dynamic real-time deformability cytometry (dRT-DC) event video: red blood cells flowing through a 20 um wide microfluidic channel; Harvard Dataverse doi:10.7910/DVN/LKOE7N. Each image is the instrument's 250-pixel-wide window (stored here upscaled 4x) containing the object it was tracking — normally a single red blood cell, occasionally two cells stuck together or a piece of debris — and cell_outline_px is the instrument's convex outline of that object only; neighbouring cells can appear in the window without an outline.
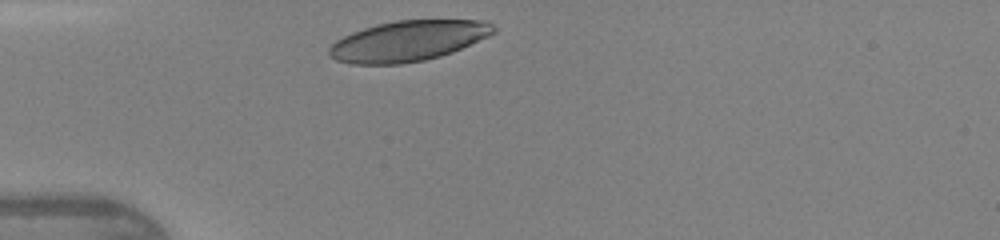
{"species": "human", "species_latin": "Homo sapiens", "temperature_condition": "warm", "stored_images_in_passage": 27, "camera_frame_rate_fps": 3000, "um_per_image_px": 0.085, "donor": {"sex": "female"}, "frame": {"image": 1, "passage_image": 1, "time_ms": 0.0, "image_size_px": [1000, 240], "cell_outline_px": [[496, 32], [488, 36], [452, 52], [440, 56], [424, 60], [400, 64], [352, 64], [336, 60], [328, 56], [328, 48], [336, 40], [352, 32], [376, 24], [396, 20], [488, 20], [496, 28]], "centroid_in_image_um": [34.68, 3.47], "position_along_channel_um": 50.3, "area_um2": 38.84}}
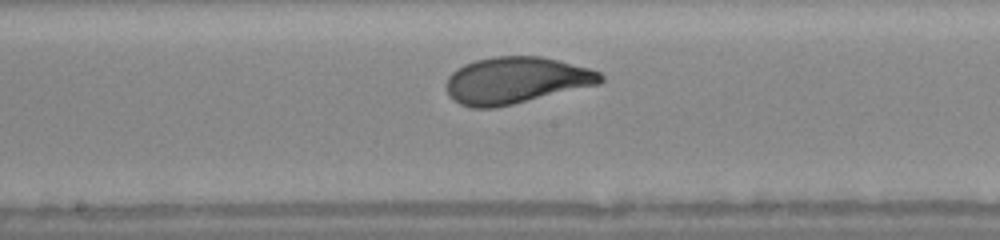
{"frame": {"image": 2, "passage_image": 13, "time_ms": 4.0, "image_size_px": [1000, 240], "cell_outline_px": [[604, 80], [600, 84], [496, 108], [472, 108], [460, 104], [452, 100], [448, 96], [444, 88], [448, 76], [456, 68], [464, 64], [476, 60], [492, 56], [540, 56], [560, 60], [588, 68], [600, 72], [604, 76]], "centroid_in_image_um": [43.82, 6.83], "position_along_channel_um": 204.4, "area_um2": 42.43}}
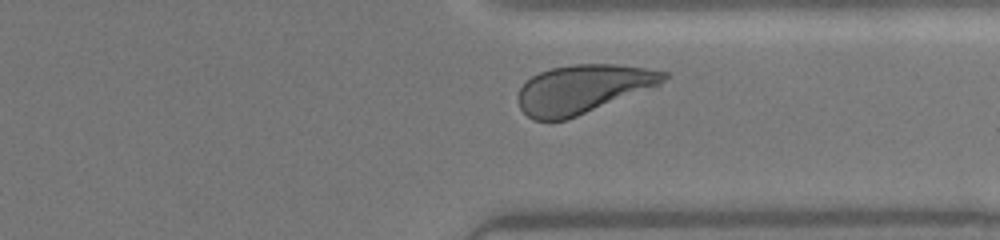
{"frame": {"image": 3, "passage_image": 24, "time_ms": 7.667, "image_size_px": [1000, 240], "cell_outline_px": [[668, 76], [656, 88], [568, 120], [532, 120], [520, 108], [516, 100], [516, 96], [520, 88], [532, 76], [540, 72], [552, 68], [572, 64], [616, 64], [644, 68], [668, 72]], "centroid_in_image_um": [49.57, 7.58], "position_along_channel_um": 361.8, "area_um2": 41.85}, "authors_computed_cell_mechanics": {"area_um2": 41.616, "velocity_mm_per_s": 4.2901, "shape_relaxation_time_tau1_ms": 2.3162, "shape_relaxation_time_tau2_ms": null, "deformation_change_tau1": 0.1393, "deformation_change_tau2": null}}